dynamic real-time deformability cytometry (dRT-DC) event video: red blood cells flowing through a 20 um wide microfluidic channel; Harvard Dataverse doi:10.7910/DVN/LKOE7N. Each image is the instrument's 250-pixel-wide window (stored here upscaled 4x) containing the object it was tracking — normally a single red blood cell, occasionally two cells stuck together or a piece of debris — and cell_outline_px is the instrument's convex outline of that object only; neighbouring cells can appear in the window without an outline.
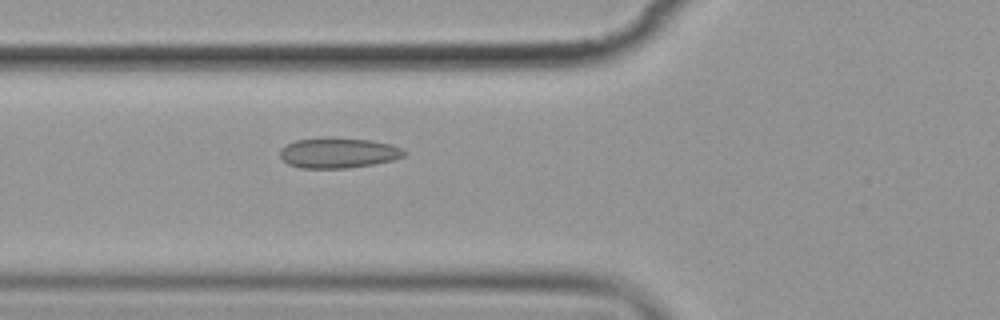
{"species": "common noctule bat (a hibernating species)", "species_latin": "Nyctalus noctula", "temperature_condition": "cold", "stored_images_in_passage": 7, "camera_frame_rate_fps": 3000, "um_per_image_px": 0.085, "animal": {"sex": "female", "body_mass_g": 19.9}, "frame": {"image": 1, "passage_image": 7, "time_ms": 7.0, "image_size_px": [1000, 320], "cell_outline_px": [[408, 152], [404, 156], [392, 160], [372, 164], [348, 168], [300, 168], [288, 164], [280, 156], [280, 148], [296, 140], [328, 136], [332, 136], [372, 140], [392, 144]], "centroid_in_image_um": [28.75, 12.97], "position_along_channel_um": 97.0, "area_um2": 22.25}}